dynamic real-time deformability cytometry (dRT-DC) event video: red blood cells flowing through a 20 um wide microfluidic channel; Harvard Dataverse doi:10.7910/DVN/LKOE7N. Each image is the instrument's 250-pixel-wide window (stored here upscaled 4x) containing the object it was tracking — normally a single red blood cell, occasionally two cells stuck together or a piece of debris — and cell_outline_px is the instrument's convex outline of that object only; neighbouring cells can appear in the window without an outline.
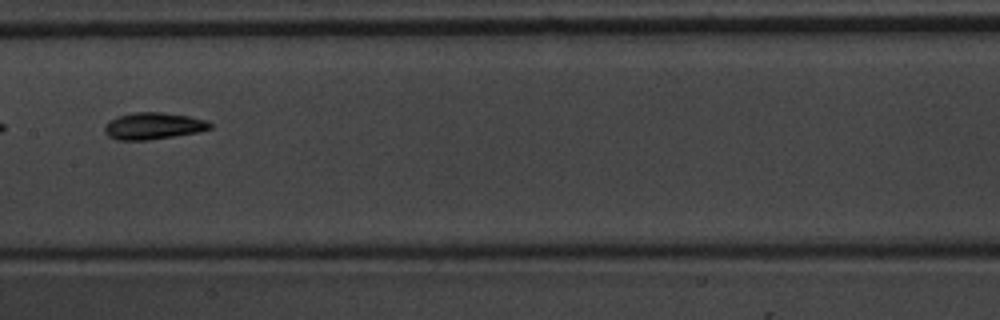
{"species": "common noctule bat (a hibernating species)", "species_latin": "Nyctalus noctula", "temperature_condition": "warm", "stored_images_in_passage": 7, "camera_frame_rate_fps": 3000, "um_per_image_px": 0.085, "animal": {"sex": "male", "body_mass_g": 20.1, "forearm_length_mm": 53.5}, "frame": {"image": 1, "passage_image": 4, "time_ms": 3.667, "image_size_px": [1000, 320], "cell_outline_px": [[212, 128], [196, 132], [148, 140], [116, 140], [108, 136], [104, 132], [104, 128], [108, 120], [120, 116], [136, 112], [160, 112], [188, 116], [208, 120], [212, 124]], "centroid_in_image_um": [13.01, 10.7], "position_along_channel_um": 194.4, "area_um2": 16.36}}
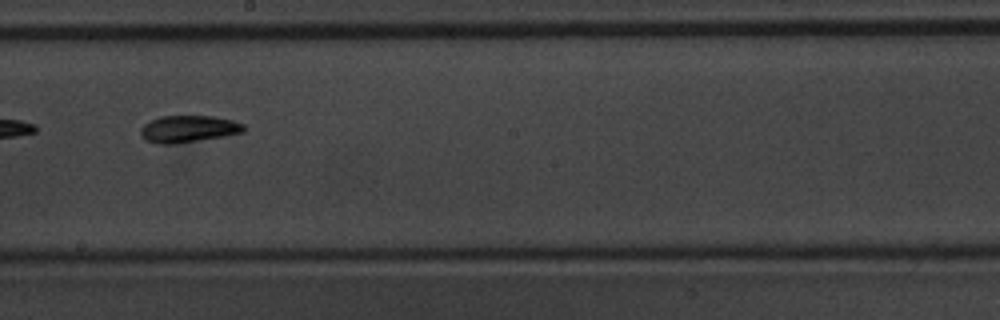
{"frame": {"image": 2, "passage_image": 5, "time_ms": 4.667, "image_size_px": [1000, 320], "cell_outline_px": [[244, 132], [224, 136], [168, 144], [160, 144], [144, 140], [140, 136], [140, 128], [144, 124], [160, 116], [212, 116], [232, 120], [244, 124]], "centroid_in_image_um": [15.98, 10.95], "position_along_channel_um": 232.2, "area_um2": 16.01}}
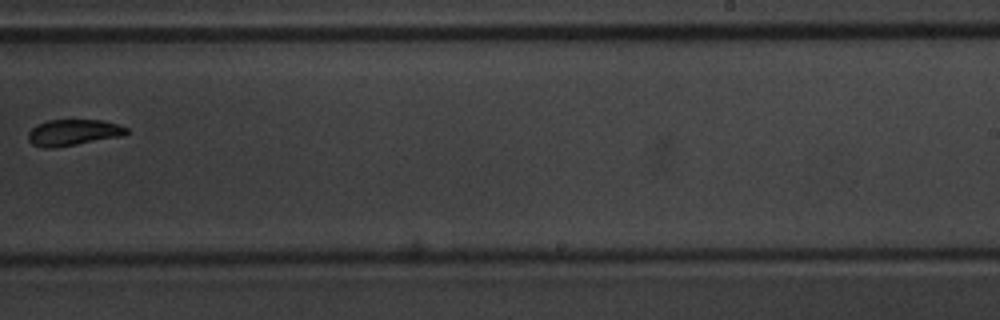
{"frame": {"image": 3, "passage_image": 6, "time_ms": 6.0, "image_size_px": [1000, 320], "cell_outline_px": [[128, 132], [124, 136], [52, 148], [44, 148], [32, 144], [28, 140], [28, 132], [36, 124], [48, 120], [100, 120], [120, 124], [128, 128]], "centroid_in_image_um": [6.23, 11.25], "position_along_channel_um": 282.8, "area_um2": 15.09}}